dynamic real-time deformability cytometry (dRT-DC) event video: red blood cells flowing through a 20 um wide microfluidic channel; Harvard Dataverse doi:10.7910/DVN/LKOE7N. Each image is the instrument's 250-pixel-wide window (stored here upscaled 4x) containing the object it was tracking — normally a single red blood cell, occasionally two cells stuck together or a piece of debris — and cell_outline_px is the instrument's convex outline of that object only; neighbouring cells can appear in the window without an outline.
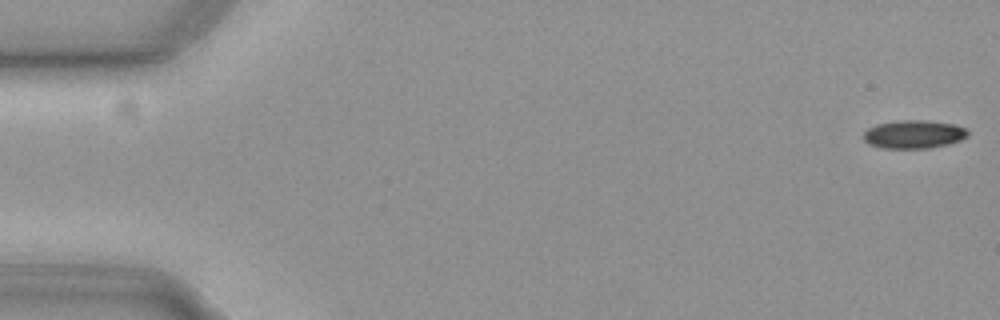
{"species": "common noctule bat (a hibernating species)", "species_latin": "Nyctalus noctula", "temperature_condition": "cold", "stored_images_in_passage": 56, "camera_frame_rate_fps": 3000, "um_per_image_px": 0.085, "animal": {"sex": "female", "body_mass_g": 19.3, "forearm_length_mm": 54.1}, "frame": {"image": 1, "passage_image": 1, "time_ms": 0.0, "image_size_px": [1000, 320], "cell_outline_px": [[968, 136], [960, 140], [948, 144], [928, 148], [884, 148], [868, 144], [864, 140], [864, 132], [868, 128], [876, 124], [904, 120], [920, 120], [952, 124], [964, 128], [968, 132]], "centroid_in_image_um": [77.64, 11.42], "position_along_channel_um": 7.4, "area_um2": 16.94}}
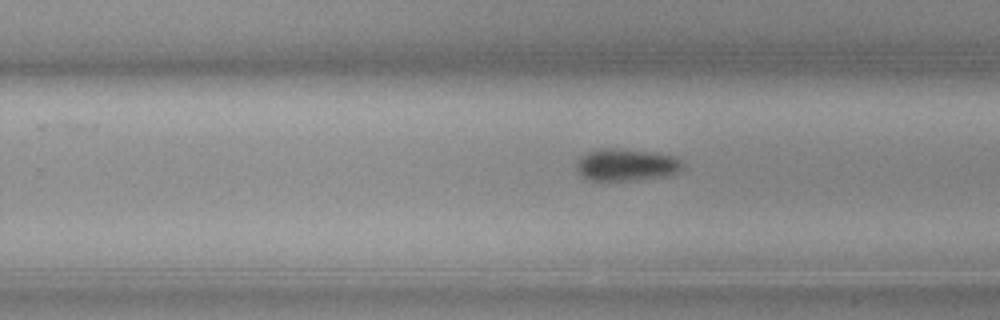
{"frame": {"image": 2, "passage_image": 35, "time_ms": 11.333, "image_size_px": [1000, 320], "cell_outline_px": [[684, 164], [676, 172], [668, 176], [624, 180], [588, 180], [576, 168], [580, 156], [588, 152], [604, 148], [608, 148], [656, 152], [672, 156], [680, 160]], "centroid_in_image_um": [53.24, 14.0], "position_along_channel_um": 276.6, "area_um2": 19.42}}
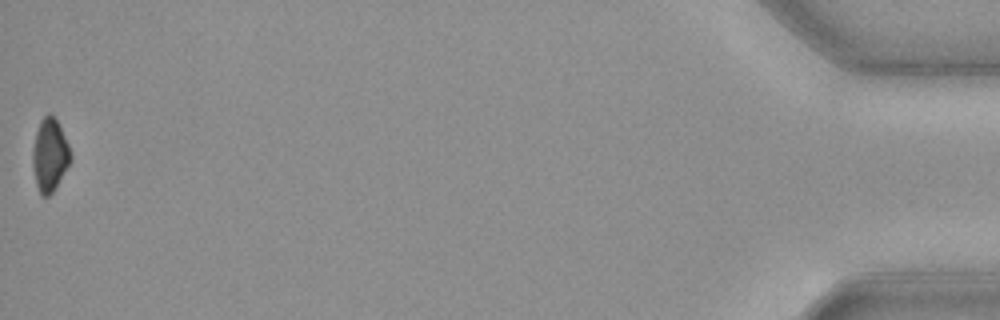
{"frame": {"image": 3, "passage_image": 56, "time_ms": 18.333, "image_size_px": [1000, 320], "cell_outline_px": [[72, 160], [52, 192], [48, 196], [40, 196], [36, 184], [32, 164], [32, 148], [36, 132], [40, 120], [48, 112], [56, 120], [68, 144], [72, 156]], "centroid_in_image_um": [4.21, 13.19], "position_along_channel_um": 431.0, "area_um2": 16.01}, "authors_computed_cell_mechanics": {"area_um2": 17.7735, "velocity_mm_per_s": 3.708, "shape_relaxation_time_tau1_ms": 5.1414, "shape_relaxation_time_tau2_ms": null, "deformation_change_tau1": 0.09, "deformation_change_tau2": null}}